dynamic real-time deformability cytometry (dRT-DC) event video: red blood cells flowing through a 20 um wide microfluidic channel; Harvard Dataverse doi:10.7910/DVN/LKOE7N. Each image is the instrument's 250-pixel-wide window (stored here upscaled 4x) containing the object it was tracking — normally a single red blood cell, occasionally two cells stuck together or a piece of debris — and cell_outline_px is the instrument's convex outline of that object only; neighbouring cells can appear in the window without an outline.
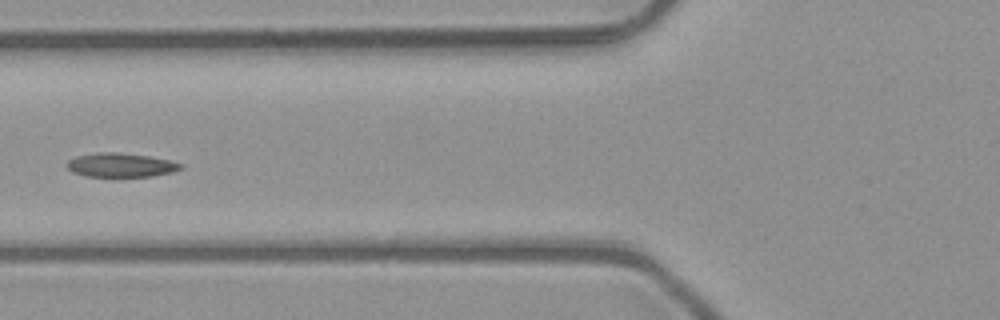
{"species": "common noctule bat (a hibernating species)", "species_latin": "Nyctalus noctula", "temperature_condition": "room temperature", "stored_images_in_passage": 6, "camera_frame_rate_fps": 3000, "um_per_image_px": 0.085, "animal": {"sex": "male", "body_mass_g": 23.1, "forearm_length_mm": 52.7}, "frame": {"image": 1, "passage_image": 5, "time_ms": 1.333, "image_size_px": [1000, 320], "cell_outline_px": [[184, 168], [172, 172], [152, 176], [84, 176], [72, 172], [64, 164], [68, 160], [76, 156], [100, 152], [116, 152], [148, 156], [168, 160], [184, 164]], "centroid_in_image_um": [10.25, 14.03], "position_along_channel_um": 115.6, "area_um2": 15.9}}
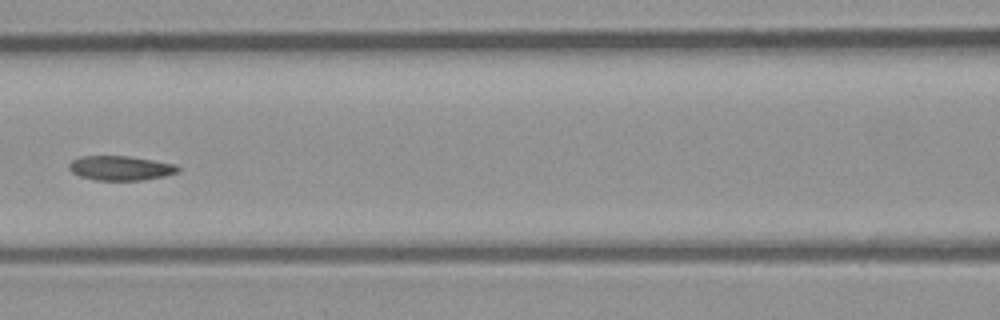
{"frame": {"image": 2, "passage_image": 6, "time_ms": 1.667, "image_size_px": [1000, 320], "cell_outline_px": [[180, 172], [164, 176], [144, 180], [96, 180], [80, 176], [72, 172], [68, 168], [68, 164], [72, 160], [80, 156], [128, 156], [176, 164], [180, 168]], "centroid_in_image_um": [10.25, 14.29], "position_along_channel_um": 156.3, "area_um2": 15.61}}